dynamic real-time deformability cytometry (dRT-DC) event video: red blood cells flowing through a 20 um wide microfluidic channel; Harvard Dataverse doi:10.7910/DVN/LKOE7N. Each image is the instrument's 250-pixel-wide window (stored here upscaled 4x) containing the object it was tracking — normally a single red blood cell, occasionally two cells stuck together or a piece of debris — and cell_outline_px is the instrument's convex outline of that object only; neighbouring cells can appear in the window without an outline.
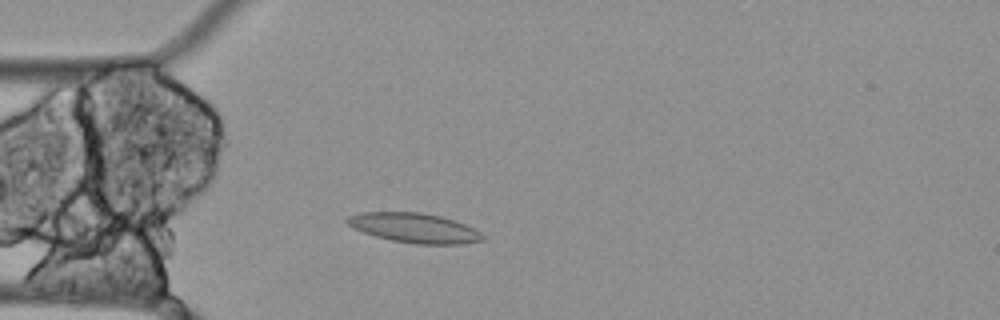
{"species": "Egyptian fruit bat (a non-hibernating species)", "species_latin": "Rousettus aegyptiacus", "temperature_condition": "cold", "stored_images_in_passage": 3, "camera_frame_rate_fps": 3000, "um_per_image_px": 0.085, "animal": {"sex": "female"}, "frame": {"image": 1, "passage_image": 3, "time_ms": 0.667, "image_size_px": [1000, 320], "cell_outline_px": [[484, 240], [460, 244], [416, 244], [392, 240], [376, 236], [352, 228], [344, 220], [348, 216], [360, 212], [420, 212], [440, 216], [464, 224], [480, 232], [484, 236]], "centroid_in_image_um": [35.18, 19.37], "position_along_channel_um": 49.8, "area_um2": 23.24}}